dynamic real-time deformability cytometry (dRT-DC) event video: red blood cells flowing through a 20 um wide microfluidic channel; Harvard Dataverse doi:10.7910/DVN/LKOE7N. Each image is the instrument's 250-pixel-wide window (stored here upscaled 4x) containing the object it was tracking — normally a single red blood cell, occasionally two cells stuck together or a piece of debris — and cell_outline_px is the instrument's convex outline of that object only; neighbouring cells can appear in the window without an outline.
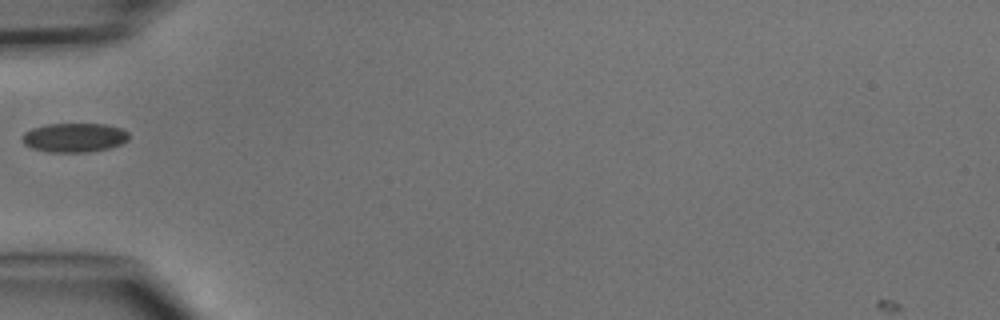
{"species": "common noctule bat (a hibernating species)", "species_latin": "Nyctalus noctula", "temperature_condition": "cold", "stored_images_in_passage": 5, "camera_frame_rate_fps": 3000, "um_per_image_px": 0.085, "animal": {"sex": "male", "body_mass_g": 15.6}, "frame": {"image": 1, "passage_image": 5, "time_ms": 5.0, "image_size_px": [1000, 320], "cell_outline_px": [[128, 140], [112, 148], [88, 152], [48, 152], [32, 148], [24, 144], [24, 132], [32, 128], [48, 124], [104, 124], [120, 128], [128, 132]], "centroid_in_image_um": [6.34, 11.7], "position_along_channel_um": 78.7, "area_um2": 18.03}}